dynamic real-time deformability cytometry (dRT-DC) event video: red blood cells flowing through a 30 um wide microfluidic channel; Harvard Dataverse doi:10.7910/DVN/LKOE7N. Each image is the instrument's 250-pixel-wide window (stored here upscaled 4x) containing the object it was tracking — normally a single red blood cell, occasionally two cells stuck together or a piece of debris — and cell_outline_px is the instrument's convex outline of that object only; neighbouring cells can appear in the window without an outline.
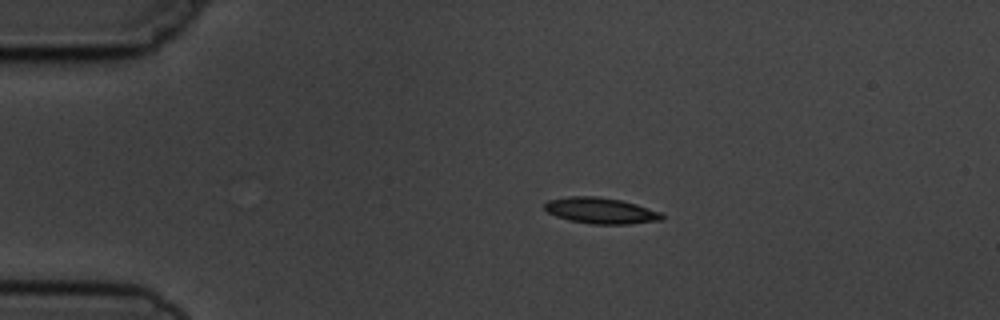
{"species": "common noctule bat (a hibernating species)", "species_latin": "Nyctalus noctula", "temperature_condition": "cold", "stored_images_in_passage": 4, "camera_frame_rate_fps": 3000, "um_per_image_px": 0.085, "animal": {"sex": "male", "body_mass_g": 19.5, "forearm_length_mm": 54.6}, "frame": {"image": 1, "passage_image": 4, "time_ms": 4.333, "image_size_px": [1000, 320], "cell_outline_px": [[664, 220], [628, 224], [592, 224], [568, 220], [556, 216], [548, 212], [544, 208], [544, 204], [548, 200], [568, 196], [596, 196], [620, 200], [636, 204], [660, 212], [664, 216]], "centroid_in_image_um": [51.06, 17.91], "position_along_channel_um": 33.9, "area_um2": 17.8}}